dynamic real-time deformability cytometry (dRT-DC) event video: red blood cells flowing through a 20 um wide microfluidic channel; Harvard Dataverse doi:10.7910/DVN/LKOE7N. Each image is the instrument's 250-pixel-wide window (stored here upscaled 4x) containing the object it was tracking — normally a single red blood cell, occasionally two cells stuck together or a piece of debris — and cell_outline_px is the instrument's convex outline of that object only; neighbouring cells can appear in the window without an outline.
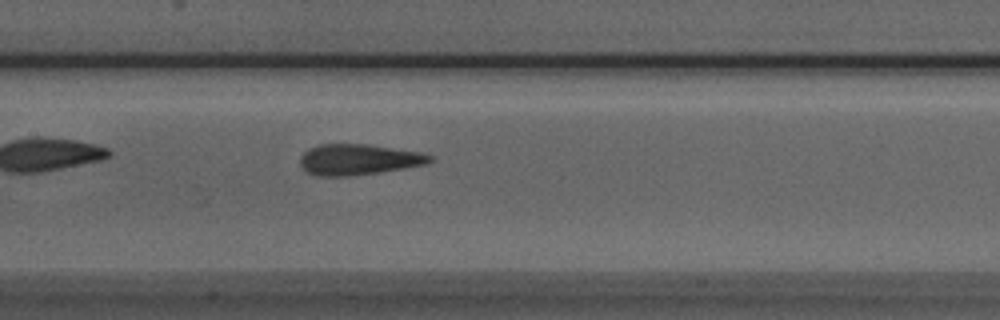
{"species": "Egyptian fruit bat (a non-hibernating species)", "species_latin": "Rousettus aegyptiacus", "temperature_condition": "room temperature", "stored_images_in_passage": 31, "camera_frame_rate_fps": 3000, "um_per_image_px": 0.085, "animal": {"sex": "male"}, "frame": {"image": 1, "passage_image": 10, "time_ms": 3.0, "image_size_px": [1000, 320], "cell_outline_px": [[432, 160], [428, 164], [404, 168], [348, 176], [316, 176], [308, 172], [300, 164], [300, 156], [308, 148], [316, 144], [368, 144], [424, 152], [432, 156]], "centroid_in_image_um": [30.48, 13.54], "position_along_channel_um": 176.9, "area_um2": 23.41}}
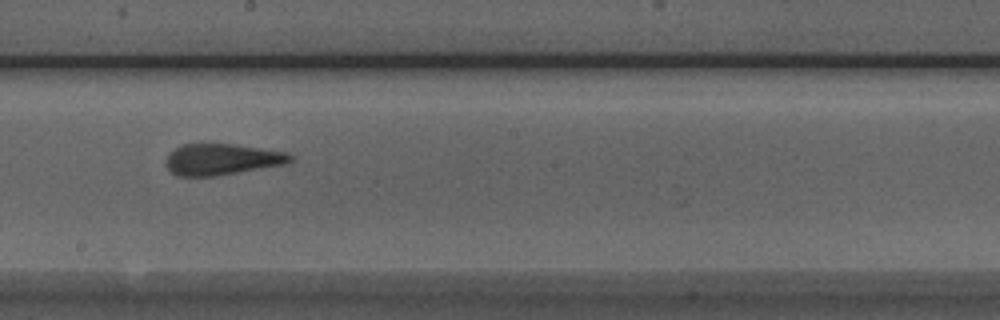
{"frame": {"image": 2, "passage_image": 14, "time_ms": 4.333, "image_size_px": [1000, 320], "cell_outline_px": [[296, 160], [284, 164], [216, 176], [176, 176], [164, 164], [164, 160], [168, 152], [180, 144], [236, 144], [288, 152], [296, 156]], "centroid_in_image_um": [18.86, 13.53], "position_along_channel_um": 229.3, "area_um2": 23.06}, "authors_computed_cell_mechanics": {"area_um2": 22.8888, "velocity_mm_per_s": 3.9477, "shape_relaxation_time_tau1_ms": 7.1797, "shape_relaxation_time_tau2_ms": 1.3004, "deformation_change_tau1": 0.1725, "deformation_change_tau2": 0.0777}}